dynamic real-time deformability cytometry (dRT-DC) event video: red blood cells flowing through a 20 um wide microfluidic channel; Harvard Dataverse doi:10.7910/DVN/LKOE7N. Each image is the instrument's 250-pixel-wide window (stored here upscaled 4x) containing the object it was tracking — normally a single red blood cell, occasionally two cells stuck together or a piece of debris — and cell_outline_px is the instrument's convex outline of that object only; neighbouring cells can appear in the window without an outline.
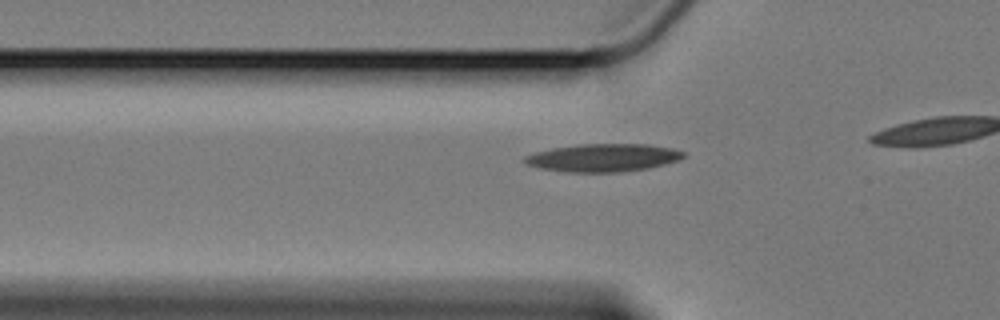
{"species": "Egyptian fruit bat (a non-hibernating species)", "species_latin": "Rousettus aegyptiacus", "temperature_condition": "cold", "stored_images_in_passage": 22, "camera_frame_rate_fps": 3000, "um_per_image_px": 0.085, "animal": {"sex": "female"}, "frame": {"image": 1, "passage_image": 16, "time_ms": 5.0, "image_size_px": [1000, 320], "cell_outline_px": [[688, 156], [680, 160], [648, 168], [620, 172], [568, 172], [540, 168], [524, 164], [524, 156], [536, 152], [552, 148], [576, 144], [648, 144], [672, 148], [684, 152]], "centroid_in_image_um": [51.28, 13.4], "position_along_channel_um": 74.5, "area_um2": 25.95}}
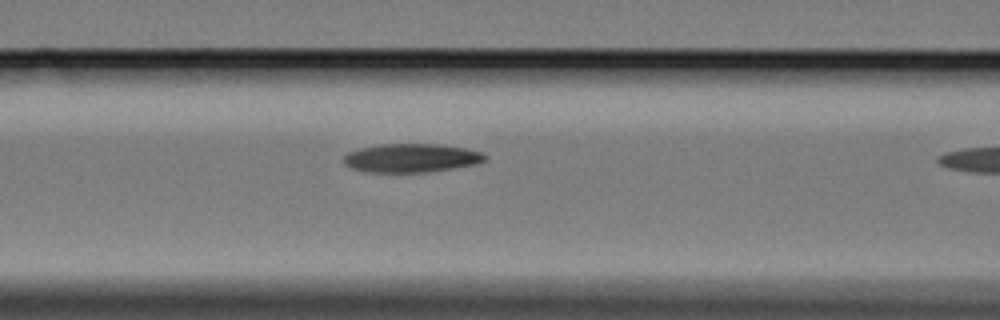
{"frame": {"image": 2, "passage_image": 21, "time_ms": 6.667, "image_size_px": [1000, 320], "cell_outline_px": [[488, 160], [480, 164], [456, 168], [428, 172], [364, 172], [352, 168], [344, 164], [344, 156], [348, 152], [360, 148], [380, 144], [436, 144], [464, 148], [480, 152], [488, 156]], "centroid_in_image_um": [35.0, 13.44], "position_along_channel_um": 131.6, "area_um2": 23.81}}